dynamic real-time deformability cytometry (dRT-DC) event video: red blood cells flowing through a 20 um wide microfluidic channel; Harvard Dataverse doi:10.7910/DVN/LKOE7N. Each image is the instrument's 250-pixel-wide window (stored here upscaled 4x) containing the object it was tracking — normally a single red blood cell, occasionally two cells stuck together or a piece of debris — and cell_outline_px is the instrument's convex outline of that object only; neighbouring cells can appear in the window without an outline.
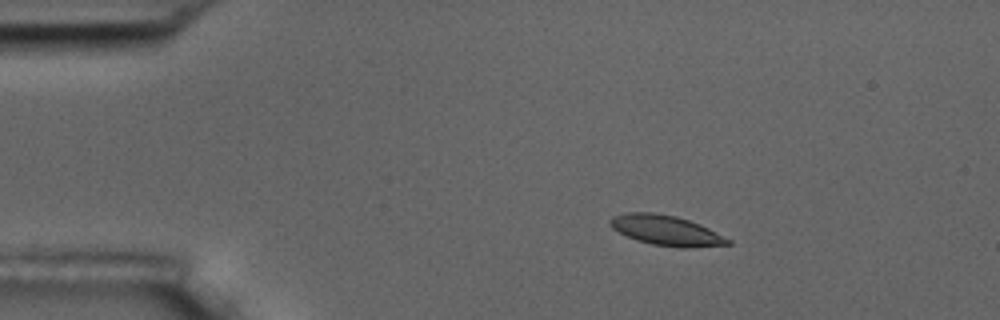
{"species": "common noctule bat (a hibernating species)", "species_latin": "Nyctalus noctula", "temperature_condition": "room temperature", "stored_images_in_passage": 3, "camera_frame_rate_fps": 3000, "um_per_image_px": 0.085, "animal": {"sex": "male", "body_mass_g": 17.5, "forearm_length_mm": 52.3}, "frame": {"image": 1, "passage_image": 1, "time_ms": 0.0, "image_size_px": [1000, 320], "cell_outline_px": [[732, 244], [684, 248], [680, 248], [652, 244], [636, 240], [612, 228], [608, 224], [608, 220], [612, 216], [624, 212], [652, 212], [676, 216], [700, 224], [732, 240]], "centroid_in_image_um": [56.6, 19.57], "position_along_channel_um": 28.4, "area_um2": 20.69}}